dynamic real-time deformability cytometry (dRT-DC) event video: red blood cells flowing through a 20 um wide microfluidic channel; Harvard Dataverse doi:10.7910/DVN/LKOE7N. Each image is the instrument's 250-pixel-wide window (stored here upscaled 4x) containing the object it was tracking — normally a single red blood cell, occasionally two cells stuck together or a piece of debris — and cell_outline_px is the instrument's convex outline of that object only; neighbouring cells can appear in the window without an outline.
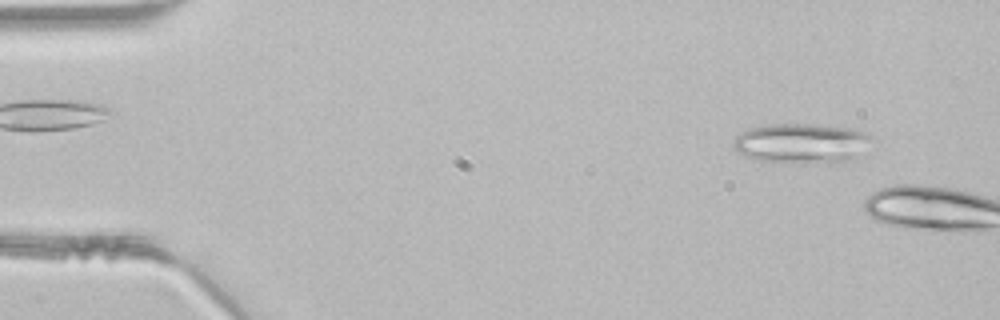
{"species": "common noctule bat (a hibernating species)", "species_latin": "Nyctalus noctula", "temperature_condition": "room temperature", "stored_images_in_passage": 5, "camera_frame_rate_fps": 3000, "um_per_image_px": 0.085, "animal": {"sex": "male", "body_mass_g": 21.5, "forearm_length_mm": 52.0}, "frame": {"image": 1, "passage_image": 3, "time_ms": 0.667, "image_size_px": [1000, 320], "cell_outline_px": [[872, 140], [856, 160], [760, 160], [744, 156], [736, 152], [732, 144], [736, 136], [748, 128], [768, 124], [812, 124], [856, 128], [872, 136]], "centroid_in_image_um": [68.13, 12.11], "position_along_channel_um": 16.9, "area_um2": 31.33}}